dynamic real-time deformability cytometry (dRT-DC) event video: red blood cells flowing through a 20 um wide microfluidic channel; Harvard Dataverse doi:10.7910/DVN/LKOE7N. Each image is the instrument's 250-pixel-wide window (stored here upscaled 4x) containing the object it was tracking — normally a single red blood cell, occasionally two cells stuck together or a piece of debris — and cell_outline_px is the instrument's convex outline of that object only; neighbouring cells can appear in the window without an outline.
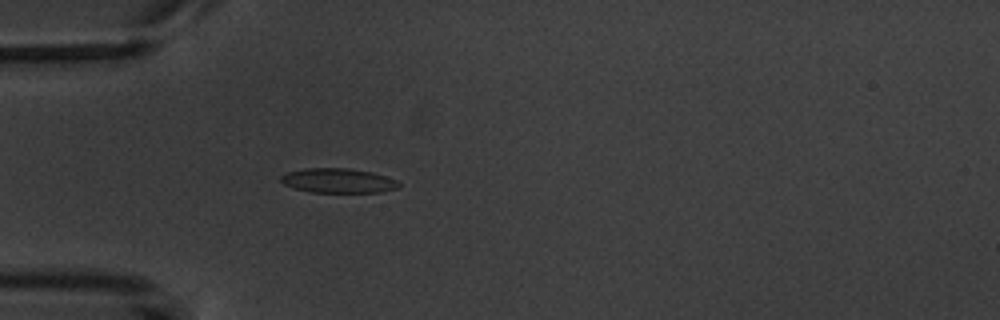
{"species": "common noctule bat (a hibernating species)", "species_latin": "Nyctalus noctula", "temperature_condition": "warm", "stored_images_in_passage": 4, "camera_frame_rate_fps": 3000, "um_per_image_px": 0.085, "animal": {"sex": "male", "body_mass_g": 20.1, "forearm_length_mm": 53.5}, "frame": {"image": 1, "passage_image": 4, "time_ms": 3.333, "image_size_px": [1000, 320], "cell_outline_px": [[400, 188], [380, 192], [312, 192], [296, 188], [284, 184], [280, 180], [280, 176], [288, 172], [304, 168], [348, 168], [372, 172], [396, 180], [400, 184]], "centroid_in_image_um": [28.76, 15.35], "position_along_channel_um": 56.2, "area_um2": 16.76}}